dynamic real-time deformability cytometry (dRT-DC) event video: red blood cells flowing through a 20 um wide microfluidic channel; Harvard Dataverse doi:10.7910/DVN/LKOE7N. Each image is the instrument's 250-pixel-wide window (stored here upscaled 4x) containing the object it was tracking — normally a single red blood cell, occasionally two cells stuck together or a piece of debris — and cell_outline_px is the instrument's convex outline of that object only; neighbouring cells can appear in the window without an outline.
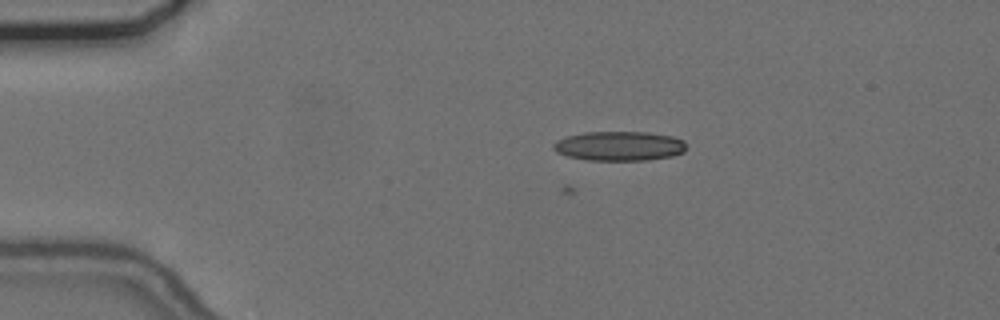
{"species": "common noctule bat (a hibernating species)", "species_latin": "Nyctalus noctula", "temperature_condition": "cold", "stored_images_in_passage": 14, "camera_frame_rate_fps": 3000, "um_per_image_px": 0.085, "animal": {"sex": "female", "body_mass_g": 24.6, "forearm_length_mm": 56.2}, "frame": {"image": 1, "passage_image": 1, "time_ms": 0.0, "image_size_px": [1000, 320], "cell_outline_px": [[688, 148], [684, 152], [672, 156], [648, 160], [584, 160], [568, 156], [556, 152], [552, 148], [552, 144], [556, 140], [564, 136], [584, 132], [648, 132], [672, 136], [684, 140]], "centroid_in_image_um": [52.63, 12.41], "position_along_channel_um": 32.4, "area_um2": 23.18}}
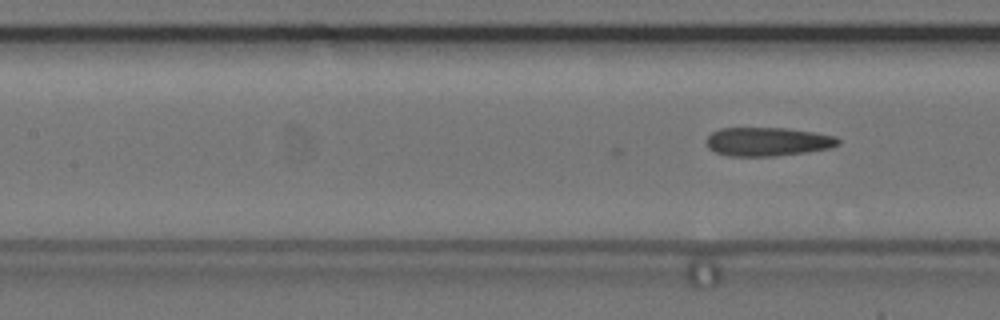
{"frame": {"image": 2, "passage_image": 14, "time_ms": 4.333, "image_size_px": [1000, 320], "cell_outline_px": [[840, 144], [828, 148], [804, 152], [776, 156], [728, 156], [716, 152], [708, 148], [704, 140], [712, 132], [720, 128], [788, 128], [836, 136], [840, 140]], "centroid_in_image_um": [65.21, 12.04], "position_along_channel_um": 142.2, "area_um2": 22.08}}